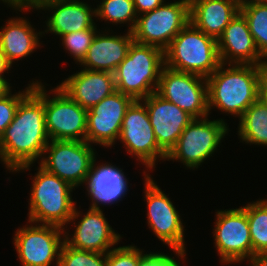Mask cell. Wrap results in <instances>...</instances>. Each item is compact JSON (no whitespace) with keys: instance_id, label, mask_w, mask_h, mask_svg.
Masks as SVG:
<instances>
[{"instance_id":"obj_1","label":"cell","mask_w":267,"mask_h":266,"mask_svg":"<svg viewBox=\"0 0 267 266\" xmlns=\"http://www.w3.org/2000/svg\"><path fill=\"white\" fill-rule=\"evenodd\" d=\"M50 139L46 131L44 85L33 81L32 91L19 103L13 121L0 137V160L19 172L44 155Z\"/></svg>"},{"instance_id":"obj_2","label":"cell","mask_w":267,"mask_h":266,"mask_svg":"<svg viewBox=\"0 0 267 266\" xmlns=\"http://www.w3.org/2000/svg\"><path fill=\"white\" fill-rule=\"evenodd\" d=\"M224 63L207 77L208 109L217 108L240 119L260 97V65ZM214 106V107H213Z\"/></svg>"},{"instance_id":"obj_3","label":"cell","mask_w":267,"mask_h":266,"mask_svg":"<svg viewBox=\"0 0 267 266\" xmlns=\"http://www.w3.org/2000/svg\"><path fill=\"white\" fill-rule=\"evenodd\" d=\"M165 66L164 50L133 42L128 55L114 72L116 91L142 100L156 92Z\"/></svg>"},{"instance_id":"obj_4","label":"cell","mask_w":267,"mask_h":266,"mask_svg":"<svg viewBox=\"0 0 267 266\" xmlns=\"http://www.w3.org/2000/svg\"><path fill=\"white\" fill-rule=\"evenodd\" d=\"M165 66L205 78L220 65L217 40L189 22L164 50Z\"/></svg>"},{"instance_id":"obj_5","label":"cell","mask_w":267,"mask_h":266,"mask_svg":"<svg viewBox=\"0 0 267 266\" xmlns=\"http://www.w3.org/2000/svg\"><path fill=\"white\" fill-rule=\"evenodd\" d=\"M37 170L32 178L28 222L64 228L76 206L71 196L74 187L40 165Z\"/></svg>"},{"instance_id":"obj_6","label":"cell","mask_w":267,"mask_h":266,"mask_svg":"<svg viewBox=\"0 0 267 266\" xmlns=\"http://www.w3.org/2000/svg\"><path fill=\"white\" fill-rule=\"evenodd\" d=\"M228 130L223 119L194 118L166 155V160H179L187 168L197 169L217 150Z\"/></svg>"},{"instance_id":"obj_7","label":"cell","mask_w":267,"mask_h":266,"mask_svg":"<svg viewBox=\"0 0 267 266\" xmlns=\"http://www.w3.org/2000/svg\"><path fill=\"white\" fill-rule=\"evenodd\" d=\"M189 22L190 2H163L156 9L138 15L132 31L133 39L136 43L153 45L165 50Z\"/></svg>"},{"instance_id":"obj_8","label":"cell","mask_w":267,"mask_h":266,"mask_svg":"<svg viewBox=\"0 0 267 266\" xmlns=\"http://www.w3.org/2000/svg\"><path fill=\"white\" fill-rule=\"evenodd\" d=\"M44 154L40 166L68 182L74 189L85 184L96 158L93 147L86 141L50 140Z\"/></svg>"},{"instance_id":"obj_9","label":"cell","mask_w":267,"mask_h":266,"mask_svg":"<svg viewBox=\"0 0 267 266\" xmlns=\"http://www.w3.org/2000/svg\"><path fill=\"white\" fill-rule=\"evenodd\" d=\"M145 173V199L147 203V223L155 236L168 245L176 256L185 258L184 226L178 211L168 195Z\"/></svg>"},{"instance_id":"obj_10","label":"cell","mask_w":267,"mask_h":266,"mask_svg":"<svg viewBox=\"0 0 267 266\" xmlns=\"http://www.w3.org/2000/svg\"><path fill=\"white\" fill-rule=\"evenodd\" d=\"M156 93L194 118L208 117V85L203 76L164 66Z\"/></svg>"},{"instance_id":"obj_11","label":"cell","mask_w":267,"mask_h":266,"mask_svg":"<svg viewBox=\"0 0 267 266\" xmlns=\"http://www.w3.org/2000/svg\"><path fill=\"white\" fill-rule=\"evenodd\" d=\"M127 153L147 168L155 167L156 159L166 160V153L158 146L147 108L141 100H134L127 108L118 138Z\"/></svg>"},{"instance_id":"obj_12","label":"cell","mask_w":267,"mask_h":266,"mask_svg":"<svg viewBox=\"0 0 267 266\" xmlns=\"http://www.w3.org/2000/svg\"><path fill=\"white\" fill-rule=\"evenodd\" d=\"M32 224L18 229L13 238L21 265L50 266L56 261L58 266L65 228L51 224Z\"/></svg>"},{"instance_id":"obj_13","label":"cell","mask_w":267,"mask_h":266,"mask_svg":"<svg viewBox=\"0 0 267 266\" xmlns=\"http://www.w3.org/2000/svg\"><path fill=\"white\" fill-rule=\"evenodd\" d=\"M52 92L53 98L47 94L44 86L45 122L49 139L85 141L88 110L72 100L58 85L49 94Z\"/></svg>"},{"instance_id":"obj_14","label":"cell","mask_w":267,"mask_h":266,"mask_svg":"<svg viewBox=\"0 0 267 266\" xmlns=\"http://www.w3.org/2000/svg\"><path fill=\"white\" fill-rule=\"evenodd\" d=\"M216 216L213 237L221 263L235 264L245 261L244 259L249 261L252 257V241L246 206L219 210Z\"/></svg>"},{"instance_id":"obj_15","label":"cell","mask_w":267,"mask_h":266,"mask_svg":"<svg viewBox=\"0 0 267 266\" xmlns=\"http://www.w3.org/2000/svg\"><path fill=\"white\" fill-rule=\"evenodd\" d=\"M133 101L131 96L115 91L89 109L85 141L106 148L115 144L126 110Z\"/></svg>"},{"instance_id":"obj_16","label":"cell","mask_w":267,"mask_h":266,"mask_svg":"<svg viewBox=\"0 0 267 266\" xmlns=\"http://www.w3.org/2000/svg\"><path fill=\"white\" fill-rule=\"evenodd\" d=\"M80 212L75 207L69 221L70 223L74 221L73 224H75L72 237L70 238V234L65 231L64 241L70 247L97 253H107L115 244H118L122 237L120 234L115 233V230L109 225L102 209L89 208L83 218L81 217V221L76 224L75 219L78 220Z\"/></svg>"},{"instance_id":"obj_17","label":"cell","mask_w":267,"mask_h":266,"mask_svg":"<svg viewBox=\"0 0 267 266\" xmlns=\"http://www.w3.org/2000/svg\"><path fill=\"white\" fill-rule=\"evenodd\" d=\"M141 101L147 108L158 146L168 154L194 117L156 92Z\"/></svg>"},{"instance_id":"obj_18","label":"cell","mask_w":267,"mask_h":266,"mask_svg":"<svg viewBox=\"0 0 267 266\" xmlns=\"http://www.w3.org/2000/svg\"><path fill=\"white\" fill-rule=\"evenodd\" d=\"M217 46L221 63L226 65H260L265 62V58L258 52L248 23L240 12L225 27L217 40Z\"/></svg>"},{"instance_id":"obj_19","label":"cell","mask_w":267,"mask_h":266,"mask_svg":"<svg viewBox=\"0 0 267 266\" xmlns=\"http://www.w3.org/2000/svg\"><path fill=\"white\" fill-rule=\"evenodd\" d=\"M58 86L86 110L116 91L113 73L84 68L66 78Z\"/></svg>"},{"instance_id":"obj_20","label":"cell","mask_w":267,"mask_h":266,"mask_svg":"<svg viewBox=\"0 0 267 266\" xmlns=\"http://www.w3.org/2000/svg\"><path fill=\"white\" fill-rule=\"evenodd\" d=\"M36 10H50L53 13L48 17L46 25L48 32L61 37L64 34L82 31L91 28L96 17L95 8L80 0H47L41 3Z\"/></svg>"},{"instance_id":"obj_21","label":"cell","mask_w":267,"mask_h":266,"mask_svg":"<svg viewBox=\"0 0 267 266\" xmlns=\"http://www.w3.org/2000/svg\"><path fill=\"white\" fill-rule=\"evenodd\" d=\"M94 158L85 184L92 204L89 208L101 209L100 205L118 203L128 191V180L123 169L116 165L98 164Z\"/></svg>"},{"instance_id":"obj_22","label":"cell","mask_w":267,"mask_h":266,"mask_svg":"<svg viewBox=\"0 0 267 266\" xmlns=\"http://www.w3.org/2000/svg\"><path fill=\"white\" fill-rule=\"evenodd\" d=\"M133 42V34L128 30L123 36L109 35L106 29L103 34L102 32H97L87 51V55L80 65H83L84 69L114 74L118 65L128 55L129 48Z\"/></svg>"},{"instance_id":"obj_23","label":"cell","mask_w":267,"mask_h":266,"mask_svg":"<svg viewBox=\"0 0 267 266\" xmlns=\"http://www.w3.org/2000/svg\"><path fill=\"white\" fill-rule=\"evenodd\" d=\"M239 12L240 7L232 0H192L190 2V22L216 40Z\"/></svg>"},{"instance_id":"obj_24","label":"cell","mask_w":267,"mask_h":266,"mask_svg":"<svg viewBox=\"0 0 267 266\" xmlns=\"http://www.w3.org/2000/svg\"><path fill=\"white\" fill-rule=\"evenodd\" d=\"M0 49L12 66L14 60L27 57L40 45V37L45 32H35L30 22L23 17L10 18L5 27L1 26ZM39 34V35H38Z\"/></svg>"},{"instance_id":"obj_25","label":"cell","mask_w":267,"mask_h":266,"mask_svg":"<svg viewBox=\"0 0 267 266\" xmlns=\"http://www.w3.org/2000/svg\"><path fill=\"white\" fill-rule=\"evenodd\" d=\"M238 135L247 144L267 146V102L259 97L239 119Z\"/></svg>"},{"instance_id":"obj_26","label":"cell","mask_w":267,"mask_h":266,"mask_svg":"<svg viewBox=\"0 0 267 266\" xmlns=\"http://www.w3.org/2000/svg\"><path fill=\"white\" fill-rule=\"evenodd\" d=\"M240 13L248 23L259 54L267 61V0L245 4Z\"/></svg>"},{"instance_id":"obj_27","label":"cell","mask_w":267,"mask_h":266,"mask_svg":"<svg viewBox=\"0 0 267 266\" xmlns=\"http://www.w3.org/2000/svg\"><path fill=\"white\" fill-rule=\"evenodd\" d=\"M249 231L252 241V256L267 251V200L260 199L246 205Z\"/></svg>"},{"instance_id":"obj_28","label":"cell","mask_w":267,"mask_h":266,"mask_svg":"<svg viewBox=\"0 0 267 266\" xmlns=\"http://www.w3.org/2000/svg\"><path fill=\"white\" fill-rule=\"evenodd\" d=\"M95 13L96 17L110 23L130 24L128 28L130 32L133 31L138 17L133 0H102L95 8Z\"/></svg>"},{"instance_id":"obj_29","label":"cell","mask_w":267,"mask_h":266,"mask_svg":"<svg viewBox=\"0 0 267 266\" xmlns=\"http://www.w3.org/2000/svg\"><path fill=\"white\" fill-rule=\"evenodd\" d=\"M58 266H106V253L76 249L64 241Z\"/></svg>"},{"instance_id":"obj_30","label":"cell","mask_w":267,"mask_h":266,"mask_svg":"<svg viewBox=\"0 0 267 266\" xmlns=\"http://www.w3.org/2000/svg\"><path fill=\"white\" fill-rule=\"evenodd\" d=\"M97 32L99 31L94 24L91 28L61 36L63 47L69 51L68 54H71L76 63L83 61Z\"/></svg>"},{"instance_id":"obj_31","label":"cell","mask_w":267,"mask_h":266,"mask_svg":"<svg viewBox=\"0 0 267 266\" xmlns=\"http://www.w3.org/2000/svg\"><path fill=\"white\" fill-rule=\"evenodd\" d=\"M33 81L28 84L22 92L11 94L9 87L0 94V137L4 134L6 128L13 121L19 103L32 91Z\"/></svg>"},{"instance_id":"obj_32","label":"cell","mask_w":267,"mask_h":266,"mask_svg":"<svg viewBox=\"0 0 267 266\" xmlns=\"http://www.w3.org/2000/svg\"><path fill=\"white\" fill-rule=\"evenodd\" d=\"M147 255L137 246L115 247L106 253V266H142Z\"/></svg>"},{"instance_id":"obj_33","label":"cell","mask_w":267,"mask_h":266,"mask_svg":"<svg viewBox=\"0 0 267 266\" xmlns=\"http://www.w3.org/2000/svg\"><path fill=\"white\" fill-rule=\"evenodd\" d=\"M142 266H181L178 261L169 255L164 253H152L150 252L143 260Z\"/></svg>"},{"instance_id":"obj_34","label":"cell","mask_w":267,"mask_h":266,"mask_svg":"<svg viewBox=\"0 0 267 266\" xmlns=\"http://www.w3.org/2000/svg\"><path fill=\"white\" fill-rule=\"evenodd\" d=\"M165 0H133L137 15L152 11L159 7Z\"/></svg>"},{"instance_id":"obj_35","label":"cell","mask_w":267,"mask_h":266,"mask_svg":"<svg viewBox=\"0 0 267 266\" xmlns=\"http://www.w3.org/2000/svg\"><path fill=\"white\" fill-rule=\"evenodd\" d=\"M47 0H15L13 3H5L11 6L12 9H17L18 11L22 12L27 11V9H35L37 8L41 3L45 2Z\"/></svg>"},{"instance_id":"obj_36","label":"cell","mask_w":267,"mask_h":266,"mask_svg":"<svg viewBox=\"0 0 267 266\" xmlns=\"http://www.w3.org/2000/svg\"><path fill=\"white\" fill-rule=\"evenodd\" d=\"M260 97L267 102V61L260 64Z\"/></svg>"},{"instance_id":"obj_37","label":"cell","mask_w":267,"mask_h":266,"mask_svg":"<svg viewBox=\"0 0 267 266\" xmlns=\"http://www.w3.org/2000/svg\"><path fill=\"white\" fill-rule=\"evenodd\" d=\"M249 262L250 266H267V251L255 253Z\"/></svg>"},{"instance_id":"obj_38","label":"cell","mask_w":267,"mask_h":266,"mask_svg":"<svg viewBox=\"0 0 267 266\" xmlns=\"http://www.w3.org/2000/svg\"><path fill=\"white\" fill-rule=\"evenodd\" d=\"M11 68V65L7 62L5 55L3 54V52L0 49V79L8 86L10 87L9 82H7V79H5L4 77V72L8 73L6 71H9V69Z\"/></svg>"},{"instance_id":"obj_39","label":"cell","mask_w":267,"mask_h":266,"mask_svg":"<svg viewBox=\"0 0 267 266\" xmlns=\"http://www.w3.org/2000/svg\"><path fill=\"white\" fill-rule=\"evenodd\" d=\"M232 1H234L239 7H241V6L248 4V3H251V2H262L265 0H232Z\"/></svg>"},{"instance_id":"obj_40","label":"cell","mask_w":267,"mask_h":266,"mask_svg":"<svg viewBox=\"0 0 267 266\" xmlns=\"http://www.w3.org/2000/svg\"><path fill=\"white\" fill-rule=\"evenodd\" d=\"M8 88L9 87L0 79V94Z\"/></svg>"},{"instance_id":"obj_41","label":"cell","mask_w":267,"mask_h":266,"mask_svg":"<svg viewBox=\"0 0 267 266\" xmlns=\"http://www.w3.org/2000/svg\"><path fill=\"white\" fill-rule=\"evenodd\" d=\"M3 1L4 3H13L15 0H1Z\"/></svg>"}]
</instances>
